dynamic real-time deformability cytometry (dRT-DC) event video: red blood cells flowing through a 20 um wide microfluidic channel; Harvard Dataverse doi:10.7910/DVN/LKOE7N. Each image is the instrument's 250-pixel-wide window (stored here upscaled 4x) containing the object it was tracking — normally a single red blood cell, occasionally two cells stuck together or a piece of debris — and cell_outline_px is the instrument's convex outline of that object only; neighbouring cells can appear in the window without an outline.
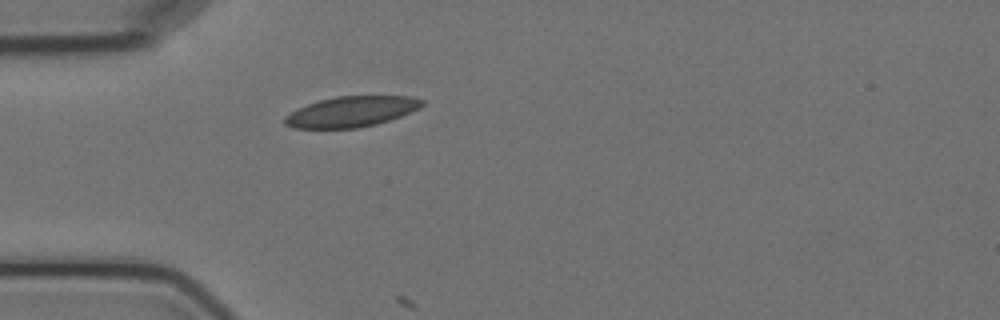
{"species": "Egyptian fruit bat (a non-hibernating species)", "species_latin": "Rousettus aegyptiacus", "temperature_condition": "cold", "stored_images_in_passage": 1, "camera_frame_rate_fps": 3000, "um_per_image_px": 0.085, "animal": {"sex": "female"}, "frame": {"image": 1, "passage_image": 1, "time_ms": 0.0, "image_size_px": [1000, 320], "cell_outline_px": [[424, 104], [420, 108], [400, 116], [376, 124], [356, 128], [292, 128], [284, 124], [284, 116], [308, 104], [320, 100], [336, 96], [412, 96], [424, 100]], "centroid_in_image_um": [29.88, 9.49], "position_along_channel_um": 55.1, "area_um2": 24.28}}